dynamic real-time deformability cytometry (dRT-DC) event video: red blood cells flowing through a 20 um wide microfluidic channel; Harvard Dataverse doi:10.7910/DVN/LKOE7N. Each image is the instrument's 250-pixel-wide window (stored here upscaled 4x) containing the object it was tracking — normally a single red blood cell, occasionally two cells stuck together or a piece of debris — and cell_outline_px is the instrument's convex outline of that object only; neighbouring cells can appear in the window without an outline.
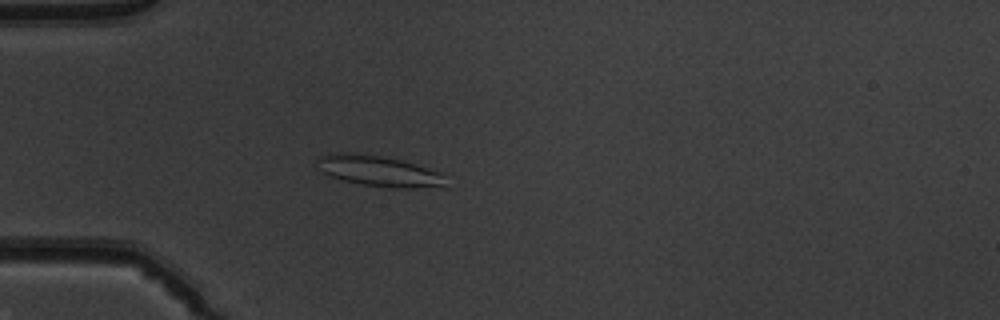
{"species": "common noctule bat (a hibernating species)", "species_latin": "Nyctalus noctula", "temperature_condition": "warm", "stored_images_in_passage": 52, "camera_frame_rate_fps": 3000, "um_per_image_px": 0.085, "animal": {"sex": "male", "body_mass_g": 19.5, "forearm_length_mm": 54.6}, "frame": {"image": 1, "passage_image": 16, "time_ms": 5.0, "image_size_px": [1000, 320], "cell_outline_px": [[444, 188], [384, 188], [340, 180], [328, 176], [320, 172], [316, 160], [320, 156], [328, 152], [352, 152], [380, 156], [404, 160], [440, 172]], "centroid_in_image_um": [32.13, 14.54], "position_along_channel_um": 52.9, "area_um2": 23.52}}
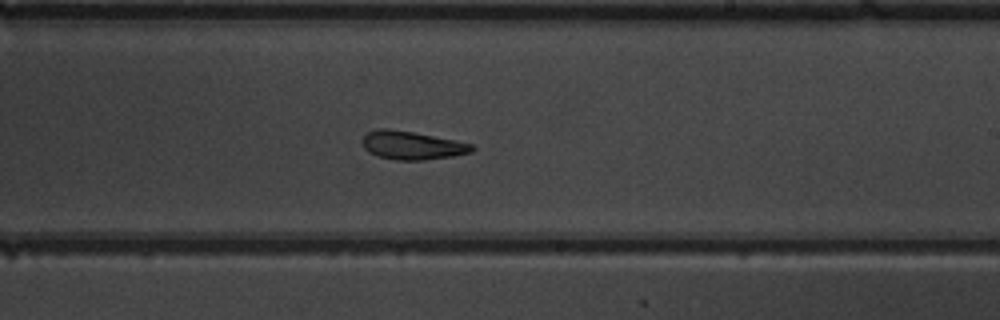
{"frame": {"image": 2, "passage_image": 32, "time_ms": 10.333, "image_size_px": [1000, 320], "cell_outline_px": [[476, 148], [472, 152], [452, 156], [424, 160], [396, 160], [376, 156], [368, 152], [364, 148], [360, 140], [368, 132], [380, 128], [388, 128], [412, 132], [456, 140], [472, 144]], "centroid_in_image_um": [35.0, 12.36], "position_along_channel_um": 254.0, "area_um2": 18.21}}
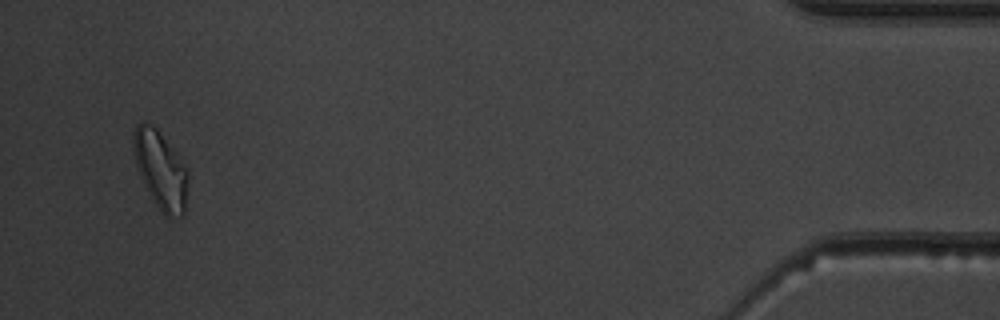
{"frame": {"image": 3, "passage_image": 50, "time_ms": 16.333, "image_size_px": [1000, 320], "cell_outline_px": [[188, 184], [184, 216], [164, 216], [152, 200], [140, 176], [136, 164], [132, 144], [132, 132], [136, 124], [144, 120], [152, 124], [156, 128], [180, 156], [188, 172]], "centroid_in_image_um": [13.64, 14.41], "position_along_channel_um": 421.6, "area_um2": 25.14}, "authors_computed_cell_mechanics": {"area_um2": 20.6057, "velocity_mm_per_s": 4.0059, "shape_relaxation_time_tau1_ms": 7.7648, "shape_relaxation_time_tau2_ms": 3.9146, "deformation_change_tau1": 0.1829, "deformation_change_tau2": 0.112}}